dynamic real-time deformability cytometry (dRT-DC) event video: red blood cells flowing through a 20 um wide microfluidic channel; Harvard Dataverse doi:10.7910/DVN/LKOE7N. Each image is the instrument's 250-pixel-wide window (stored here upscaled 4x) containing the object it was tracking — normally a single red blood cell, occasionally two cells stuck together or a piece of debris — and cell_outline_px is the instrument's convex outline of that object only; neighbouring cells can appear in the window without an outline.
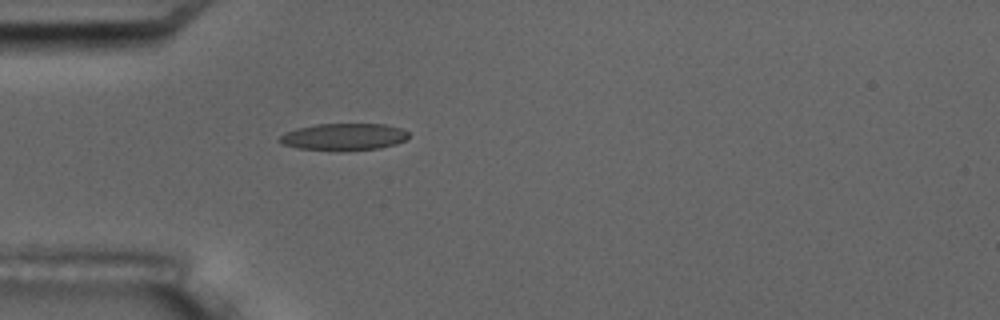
{"species": "common noctule bat (a hibernating species)", "species_latin": "Nyctalus noctula", "temperature_condition": "room temperature", "stored_images_in_passage": 3, "camera_frame_rate_fps": 3000, "um_per_image_px": 0.085, "animal": {"sex": "male", "body_mass_g": 17.5, "forearm_length_mm": 52.3}, "frame": {"image": 1, "passage_image": 3, "time_ms": 3.333, "image_size_px": [1000, 320], "cell_outline_px": [[408, 136], [404, 140], [396, 144], [376, 148], [340, 152], [300, 148], [284, 144], [280, 140], [280, 136], [284, 132], [296, 128], [316, 124], [384, 124], [400, 128], [408, 132]], "centroid_in_image_um": [29.21, 11.63], "position_along_channel_um": 55.8, "area_um2": 20.29}}